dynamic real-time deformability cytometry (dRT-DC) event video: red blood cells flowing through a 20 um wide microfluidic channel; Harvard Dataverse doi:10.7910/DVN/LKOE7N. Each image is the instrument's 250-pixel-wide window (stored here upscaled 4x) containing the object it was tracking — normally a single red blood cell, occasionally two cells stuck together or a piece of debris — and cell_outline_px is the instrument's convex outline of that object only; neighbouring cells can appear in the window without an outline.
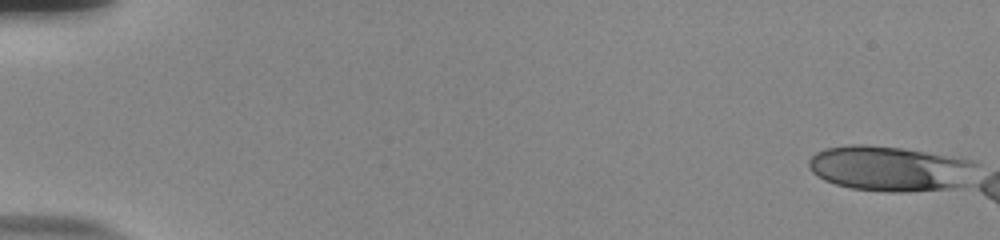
{"species": "human", "species_latin": "Homo sapiens", "temperature_condition": "room temperature", "stored_images_in_passage": 19, "camera_frame_rate_fps": 3000, "um_per_image_px": 0.085, "donor": {"sex": "male"}, "frame": {"image": 1, "passage_image": 1, "time_ms": 0.0, "image_size_px": [1000, 240], "cell_outline_px": [[972, 164], [960, 184], [944, 188], [900, 192], [892, 192], [852, 188], [836, 184], [824, 180], [812, 172], [808, 164], [808, 160], [816, 152], [824, 148], [852, 144], [864, 144], [900, 148], [964, 160]], "centroid_in_image_um": [75.38, 14.31], "position_along_channel_um": 9.6, "area_um2": 42.14}}
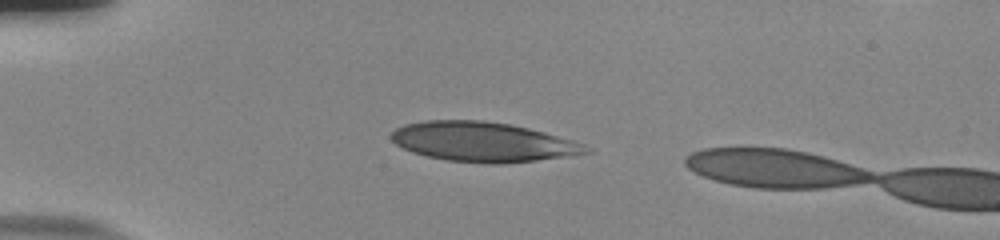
{"frame": {"image": 2, "passage_image": 15, "time_ms": 4.667, "image_size_px": [1000, 240], "cell_outline_px": [[592, 152], [536, 160], [500, 164], [488, 164], [448, 160], [428, 156], [412, 152], [396, 144], [392, 140], [392, 132], [396, 128], [404, 124], [424, 120], [484, 120], [508, 124], [528, 128], [544, 132], [584, 144]], "centroid_in_image_um": [41.01, 12.05], "position_along_channel_um": 44.0, "area_um2": 44.62}}